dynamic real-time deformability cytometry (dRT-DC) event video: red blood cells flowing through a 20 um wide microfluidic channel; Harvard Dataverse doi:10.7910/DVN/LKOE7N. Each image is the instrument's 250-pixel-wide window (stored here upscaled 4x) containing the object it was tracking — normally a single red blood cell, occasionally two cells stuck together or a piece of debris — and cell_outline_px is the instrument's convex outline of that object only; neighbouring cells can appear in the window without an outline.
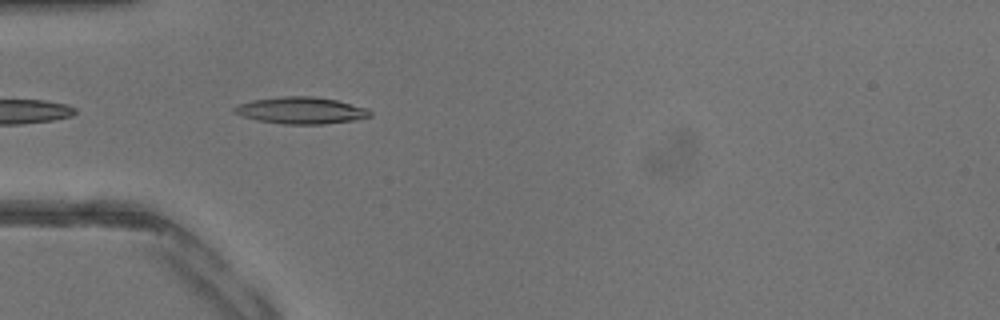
{"species": "common noctule bat (a hibernating species)", "species_latin": "Nyctalus noctula", "temperature_condition": "warm", "stored_images_in_passage": 19, "camera_frame_rate_fps": 3000, "um_per_image_px": 0.085, "animal": {"sex": "male", "body_mass_g": 13.3}, "frame": {"image": 1, "passage_image": 4, "time_ms": 1.0, "image_size_px": [1000, 320], "cell_outline_px": [[372, 116], [352, 120], [324, 124], [284, 124], [256, 120], [232, 112], [232, 108], [240, 104], [252, 100], [280, 96], [312, 96], [336, 100], [368, 108], [372, 112]], "centroid_in_image_um": [25.59, 9.38], "position_along_channel_um": 59.4, "area_um2": 21.15}}
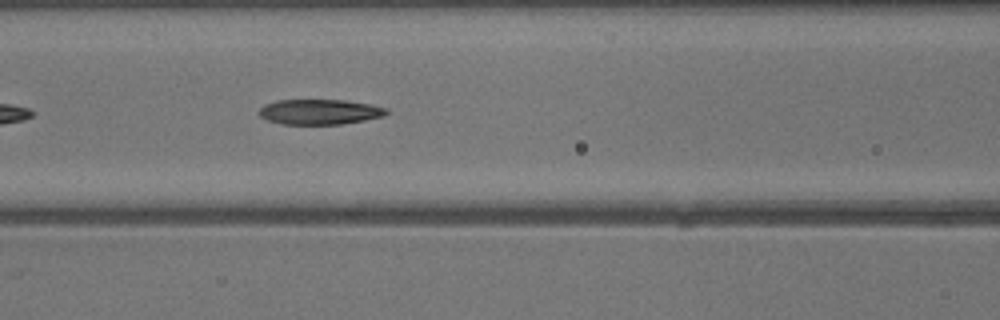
{"frame": {"image": 2, "passage_image": 9, "time_ms": 2.667, "image_size_px": [1000, 320], "cell_outline_px": [[388, 112], [384, 116], [364, 120], [340, 124], [280, 124], [268, 120], [260, 116], [260, 108], [264, 104], [276, 100], [344, 100], [368, 104], [388, 108]], "centroid_in_image_um": [27.16, 9.5], "position_along_channel_um": 139.4, "area_um2": 18.61}}
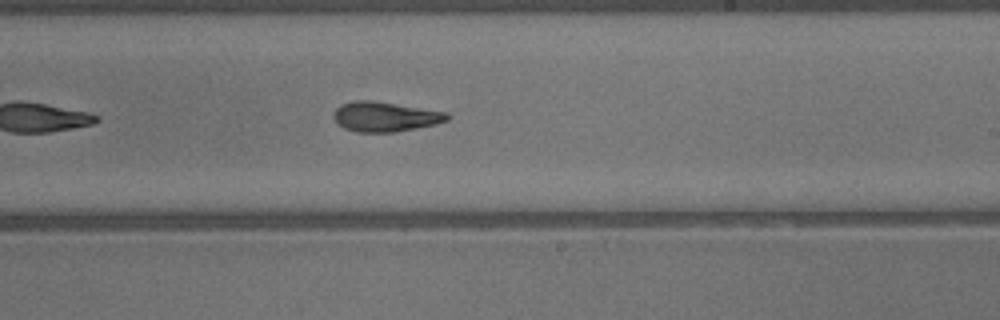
{"frame": {"image": 3, "passage_image": 16, "time_ms": 5.0, "image_size_px": [1000, 320], "cell_outline_px": [[448, 120], [436, 124], [396, 132], [356, 132], [344, 128], [332, 116], [336, 108], [340, 104], [352, 100], [372, 100], [448, 112]], "centroid_in_image_um": [32.72, 9.91], "position_along_channel_um": 256.3, "area_um2": 19.77}}